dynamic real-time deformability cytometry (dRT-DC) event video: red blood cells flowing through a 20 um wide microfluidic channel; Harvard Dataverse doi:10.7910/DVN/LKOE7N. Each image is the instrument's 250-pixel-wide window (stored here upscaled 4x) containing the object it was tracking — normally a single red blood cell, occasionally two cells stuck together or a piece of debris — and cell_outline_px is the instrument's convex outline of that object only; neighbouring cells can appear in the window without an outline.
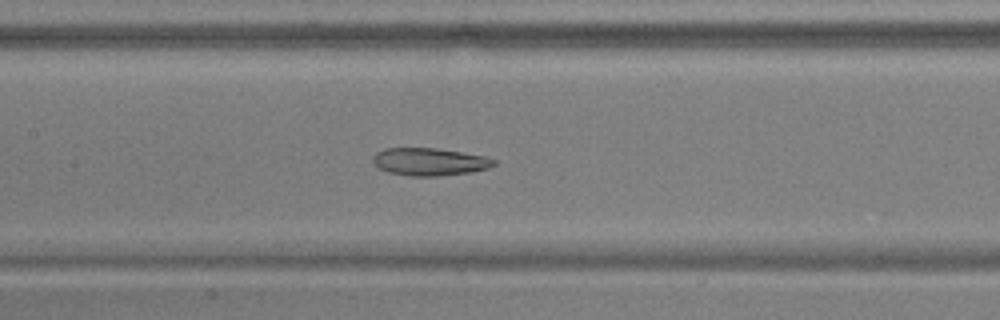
{"species": "common noctule bat (a hibernating species)", "species_latin": "Nyctalus noctula", "temperature_condition": "warm", "stored_images_in_passage": 53, "camera_frame_rate_fps": 3000, "um_per_image_px": 0.085, "animal": {"sex": "male", "body_mass_g": 17.9, "forearm_length_mm": 54.2}, "frame": {"image": 1, "passage_image": 25, "time_ms": 8.0, "image_size_px": [1000, 320], "cell_outline_px": [[500, 160], [496, 164], [488, 168], [468, 172], [436, 176], [412, 176], [388, 172], [380, 168], [372, 160], [372, 156], [376, 152], [384, 148], [436, 148], [484, 156]], "centroid_in_image_um": [36.52, 13.74], "position_along_channel_um": 170.9, "area_um2": 19.36}}
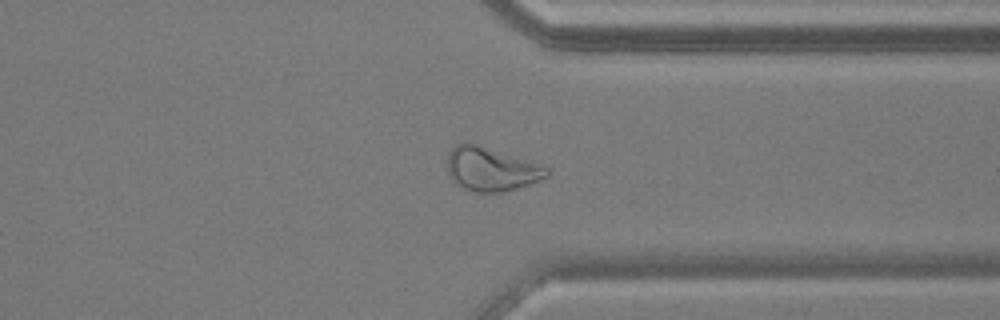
{"frame": {"image": 2, "passage_image": 41, "time_ms": 13.333, "image_size_px": [1000, 320], "cell_outline_px": [[548, 176], [540, 180], [504, 192], [476, 192], [464, 188], [456, 184], [452, 180], [448, 172], [448, 152], [456, 144], [464, 140], [468, 140], [548, 168]], "centroid_in_image_um": [41.68, 14.35], "position_along_channel_um": 369.7, "area_um2": 25.26}}
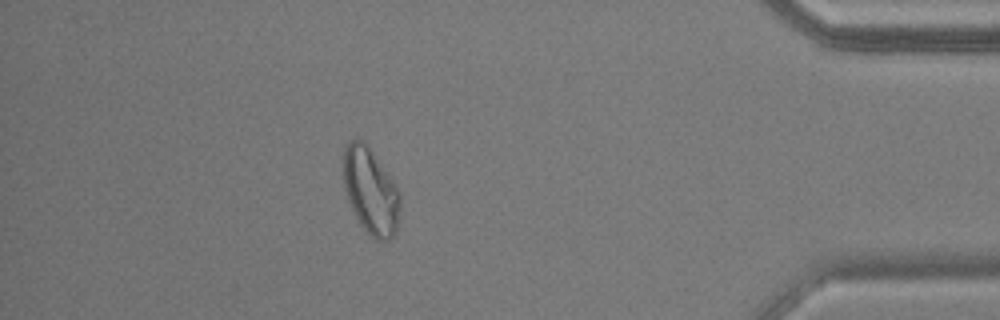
{"frame": {"image": 3, "passage_image": 47, "time_ms": 15.333, "image_size_px": [1000, 320], "cell_outline_px": [[400, 208], [396, 236], [388, 240], [376, 240], [360, 224], [348, 200], [344, 188], [344, 148], [348, 140], [356, 136], [364, 140], [368, 144], [396, 188], [400, 196]], "centroid_in_image_um": [31.49, 16.22], "position_along_channel_um": 403.7, "area_um2": 28.44}, "authors_computed_cell_mechanics": {"area_um2": 25.3164, "velocity_mm_per_s": 3.7413, "shape_relaxation_time_tau1_ms": null, "shape_relaxation_time_tau2_ms": 3.7561, "deformation_change_tau1": null, "deformation_change_tau2": 0.1051}}